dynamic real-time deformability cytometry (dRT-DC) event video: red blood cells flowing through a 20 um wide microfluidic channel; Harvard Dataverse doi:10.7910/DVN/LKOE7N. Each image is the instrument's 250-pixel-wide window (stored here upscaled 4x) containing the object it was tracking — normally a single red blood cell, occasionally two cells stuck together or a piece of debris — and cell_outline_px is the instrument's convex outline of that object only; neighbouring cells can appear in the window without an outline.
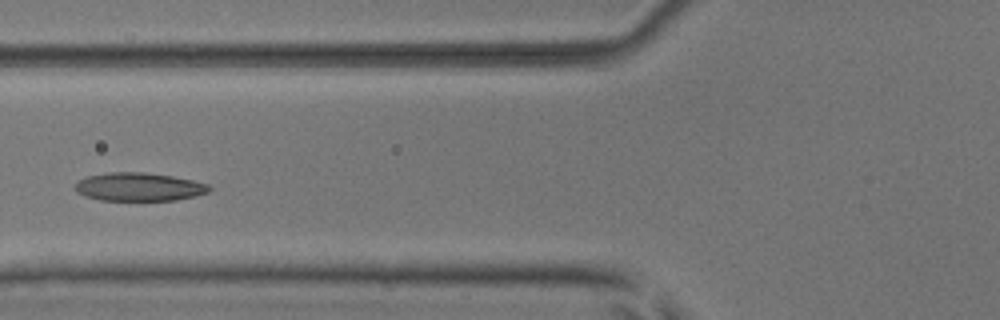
{"species": "common noctule bat (a hibernating species)", "species_latin": "Nyctalus noctula", "temperature_condition": "room temperature", "stored_images_in_passage": 6, "camera_frame_rate_fps": 3000, "um_per_image_px": 0.085, "animal": {"sex": "male", "body_mass_g": 17.9, "forearm_length_mm": 54.2}, "frame": {"image": 1, "passage_image": 5, "time_ms": 1.333, "image_size_px": [1000, 320], "cell_outline_px": [[212, 188], [208, 192], [196, 196], [176, 200], [100, 200], [84, 196], [76, 192], [72, 188], [80, 180], [88, 176], [108, 172], [144, 172], [172, 176], [192, 180], [208, 184]], "centroid_in_image_um": [11.8, 15.88], "position_along_channel_um": 114.0, "area_um2": 22.2}}
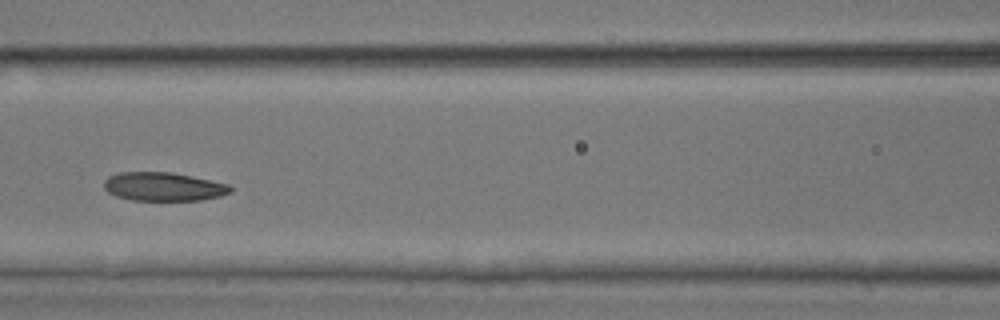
{"frame": {"image": 2, "passage_image": 6, "time_ms": 1.667, "image_size_px": [1000, 320], "cell_outline_px": [[232, 192], [220, 196], [200, 200], [132, 200], [116, 196], [108, 192], [104, 188], [104, 180], [108, 176], [120, 172], [172, 172], [232, 184]], "centroid_in_image_um": [13.92, 15.86], "position_along_channel_um": 152.7, "area_um2": 21.27}}